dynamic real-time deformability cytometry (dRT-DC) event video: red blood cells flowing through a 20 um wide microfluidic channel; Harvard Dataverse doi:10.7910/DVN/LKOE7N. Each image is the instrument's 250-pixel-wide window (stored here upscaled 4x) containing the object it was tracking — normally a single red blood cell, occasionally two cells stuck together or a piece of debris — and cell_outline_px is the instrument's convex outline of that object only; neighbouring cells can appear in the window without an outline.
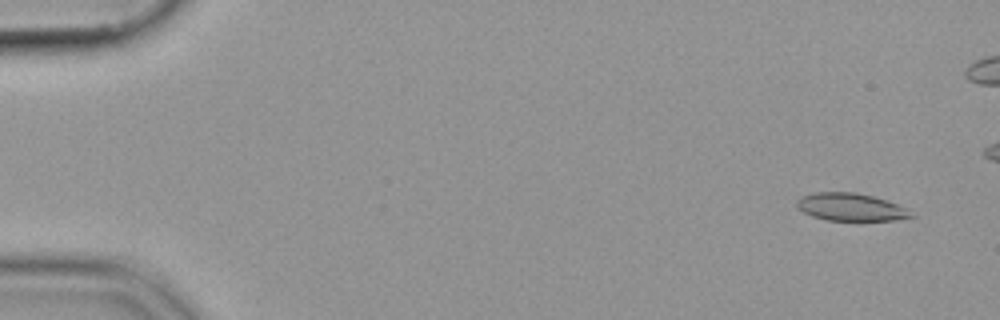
{"species": "common noctule bat (a hibernating species)", "species_latin": "Nyctalus noctula", "temperature_condition": "cold", "stored_images_in_passage": 17, "camera_frame_rate_fps": 3000, "um_per_image_px": 0.085, "animal": {"sex": "female", "body_mass_g": 19.9}, "frame": {"image": 1, "passage_image": 3, "time_ms": 0.667, "image_size_px": [1000, 320], "cell_outline_px": [[916, 216], [896, 220], [828, 220], [812, 216], [796, 208], [796, 200], [800, 196], [812, 192], [856, 192], [888, 200], [908, 208]], "centroid_in_image_um": [72.32, 17.59], "position_along_channel_um": 12.7, "area_um2": 18.67}}